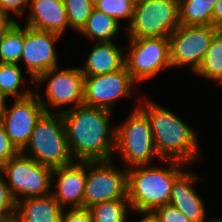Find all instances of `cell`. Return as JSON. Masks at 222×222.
I'll list each match as a JSON object with an SVG mask.
<instances>
[{"label":"cell","mask_w":222,"mask_h":222,"mask_svg":"<svg viewBox=\"0 0 222 222\" xmlns=\"http://www.w3.org/2000/svg\"><path fill=\"white\" fill-rule=\"evenodd\" d=\"M129 208L128 199H115L95 204L89 210L93 222H127Z\"/></svg>","instance_id":"obj_25"},{"label":"cell","mask_w":222,"mask_h":222,"mask_svg":"<svg viewBox=\"0 0 222 222\" xmlns=\"http://www.w3.org/2000/svg\"><path fill=\"white\" fill-rule=\"evenodd\" d=\"M21 64L15 63H0V92L8 99L13 96L15 99H21L31 96L35 90H25L19 93L22 85L23 75Z\"/></svg>","instance_id":"obj_22"},{"label":"cell","mask_w":222,"mask_h":222,"mask_svg":"<svg viewBox=\"0 0 222 222\" xmlns=\"http://www.w3.org/2000/svg\"><path fill=\"white\" fill-rule=\"evenodd\" d=\"M60 222H93L92 214L89 209L74 208L62 212Z\"/></svg>","instance_id":"obj_32"},{"label":"cell","mask_w":222,"mask_h":222,"mask_svg":"<svg viewBox=\"0 0 222 222\" xmlns=\"http://www.w3.org/2000/svg\"><path fill=\"white\" fill-rule=\"evenodd\" d=\"M1 172H2V165L0 164V175H1Z\"/></svg>","instance_id":"obj_40"},{"label":"cell","mask_w":222,"mask_h":222,"mask_svg":"<svg viewBox=\"0 0 222 222\" xmlns=\"http://www.w3.org/2000/svg\"><path fill=\"white\" fill-rule=\"evenodd\" d=\"M52 171V168L19 152L2 165L1 175L5 176V180H8L6 182L8 188L17 202L25 198L43 197L51 194L54 189L52 187Z\"/></svg>","instance_id":"obj_7"},{"label":"cell","mask_w":222,"mask_h":222,"mask_svg":"<svg viewBox=\"0 0 222 222\" xmlns=\"http://www.w3.org/2000/svg\"><path fill=\"white\" fill-rule=\"evenodd\" d=\"M111 112L82 104L73 109L66 108L61 113L68 148L74 161L114 159L116 130L115 127L110 128Z\"/></svg>","instance_id":"obj_1"},{"label":"cell","mask_w":222,"mask_h":222,"mask_svg":"<svg viewBox=\"0 0 222 222\" xmlns=\"http://www.w3.org/2000/svg\"><path fill=\"white\" fill-rule=\"evenodd\" d=\"M120 27L121 25L114 18L94 8L80 34L95 39V42H113Z\"/></svg>","instance_id":"obj_20"},{"label":"cell","mask_w":222,"mask_h":222,"mask_svg":"<svg viewBox=\"0 0 222 222\" xmlns=\"http://www.w3.org/2000/svg\"><path fill=\"white\" fill-rule=\"evenodd\" d=\"M84 78L85 76L81 72L80 67L61 69L59 67L53 68L43 74H41L34 81V90L37 94L39 101L43 105L45 113H51L49 106L55 109V113H62L65 109L61 106L72 103L73 109L83 104L84 99ZM49 80V81H48ZM43 81H47L46 84V98L47 102L42 99L40 90L37 85H41ZM46 102V103H45ZM49 104V105H48ZM48 105V106H47ZM59 111H58V110Z\"/></svg>","instance_id":"obj_8"},{"label":"cell","mask_w":222,"mask_h":222,"mask_svg":"<svg viewBox=\"0 0 222 222\" xmlns=\"http://www.w3.org/2000/svg\"><path fill=\"white\" fill-rule=\"evenodd\" d=\"M134 84L125 66L116 72L85 76L83 104L112 111L117 100L132 93Z\"/></svg>","instance_id":"obj_12"},{"label":"cell","mask_w":222,"mask_h":222,"mask_svg":"<svg viewBox=\"0 0 222 222\" xmlns=\"http://www.w3.org/2000/svg\"><path fill=\"white\" fill-rule=\"evenodd\" d=\"M152 212L160 222H191L181 211L170 204L157 207Z\"/></svg>","instance_id":"obj_29"},{"label":"cell","mask_w":222,"mask_h":222,"mask_svg":"<svg viewBox=\"0 0 222 222\" xmlns=\"http://www.w3.org/2000/svg\"><path fill=\"white\" fill-rule=\"evenodd\" d=\"M13 102L9 108L5 104L0 122L12 144L21 152L28 143L36 122L45 111L35 92Z\"/></svg>","instance_id":"obj_13"},{"label":"cell","mask_w":222,"mask_h":222,"mask_svg":"<svg viewBox=\"0 0 222 222\" xmlns=\"http://www.w3.org/2000/svg\"><path fill=\"white\" fill-rule=\"evenodd\" d=\"M6 97L0 92V117L2 116V112L5 108Z\"/></svg>","instance_id":"obj_36"},{"label":"cell","mask_w":222,"mask_h":222,"mask_svg":"<svg viewBox=\"0 0 222 222\" xmlns=\"http://www.w3.org/2000/svg\"><path fill=\"white\" fill-rule=\"evenodd\" d=\"M221 23H222V0H217L212 13V25L217 27Z\"/></svg>","instance_id":"obj_34"},{"label":"cell","mask_w":222,"mask_h":222,"mask_svg":"<svg viewBox=\"0 0 222 222\" xmlns=\"http://www.w3.org/2000/svg\"><path fill=\"white\" fill-rule=\"evenodd\" d=\"M16 201L2 175H0V222L10 220L15 216Z\"/></svg>","instance_id":"obj_28"},{"label":"cell","mask_w":222,"mask_h":222,"mask_svg":"<svg viewBox=\"0 0 222 222\" xmlns=\"http://www.w3.org/2000/svg\"><path fill=\"white\" fill-rule=\"evenodd\" d=\"M217 0H179L180 25H212Z\"/></svg>","instance_id":"obj_21"},{"label":"cell","mask_w":222,"mask_h":222,"mask_svg":"<svg viewBox=\"0 0 222 222\" xmlns=\"http://www.w3.org/2000/svg\"><path fill=\"white\" fill-rule=\"evenodd\" d=\"M179 0H138L125 29L129 38H168L179 26Z\"/></svg>","instance_id":"obj_6"},{"label":"cell","mask_w":222,"mask_h":222,"mask_svg":"<svg viewBox=\"0 0 222 222\" xmlns=\"http://www.w3.org/2000/svg\"><path fill=\"white\" fill-rule=\"evenodd\" d=\"M120 124L115 126V151L129 168L149 165L155 157L162 161L155 149L149 120L137 106Z\"/></svg>","instance_id":"obj_5"},{"label":"cell","mask_w":222,"mask_h":222,"mask_svg":"<svg viewBox=\"0 0 222 222\" xmlns=\"http://www.w3.org/2000/svg\"><path fill=\"white\" fill-rule=\"evenodd\" d=\"M162 161L169 166L127 167V198L133 212H152L169 204L172 184L188 164L177 160Z\"/></svg>","instance_id":"obj_3"},{"label":"cell","mask_w":222,"mask_h":222,"mask_svg":"<svg viewBox=\"0 0 222 222\" xmlns=\"http://www.w3.org/2000/svg\"><path fill=\"white\" fill-rule=\"evenodd\" d=\"M26 26L62 36L69 27L63 0H30Z\"/></svg>","instance_id":"obj_17"},{"label":"cell","mask_w":222,"mask_h":222,"mask_svg":"<svg viewBox=\"0 0 222 222\" xmlns=\"http://www.w3.org/2000/svg\"><path fill=\"white\" fill-rule=\"evenodd\" d=\"M207 222V221H206ZM209 222H222V219H220V218H212Z\"/></svg>","instance_id":"obj_38"},{"label":"cell","mask_w":222,"mask_h":222,"mask_svg":"<svg viewBox=\"0 0 222 222\" xmlns=\"http://www.w3.org/2000/svg\"><path fill=\"white\" fill-rule=\"evenodd\" d=\"M217 34L222 37V23L217 26Z\"/></svg>","instance_id":"obj_37"},{"label":"cell","mask_w":222,"mask_h":222,"mask_svg":"<svg viewBox=\"0 0 222 222\" xmlns=\"http://www.w3.org/2000/svg\"><path fill=\"white\" fill-rule=\"evenodd\" d=\"M69 27L81 32L95 8L94 0H63Z\"/></svg>","instance_id":"obj_26"},{"label":"cell","mask_w":222,"mask_h":222,"mask_svg":"<svg viewBox=\"0 0 222 222\" xmlns=\"http://www.w3.org/2000/svg\"><path fill=\"white\" fill-rule=\"evenodd\" d=\"M61 36L48 31L35 30L25 25V41L20 63L34 82L41 74L59 67L55 43Z\"/></svg>","instance_id":"obj_14"},{"label":"cell","mask_w":222,"mask_h":222,"mask_svg":"<svg viewBox=\"0 0 222 222\" xmlns=\"http://www.w3.org/2000/svg\"><path fill=\"white\" fill-rule=\"evenodd\" d=\"M18 153L19 151L10 141L5 132L3 124L0 122V164L4 165Z\"/></svg>","instance_id":"obj_30"},{"label":"cell","mask_w":222,"mask_h":222,"mask_svg":"<svg viewBox=\"0 0 222 222\" xmlns=\"http://www.w3.org/2000/svg\"><path fill=\"white\" fill-rule=\"evenodd\" d=\"M148 118L155 149L162 160L192 164L201 158L196 130L153 101H140L137 106Z\"/></svg>","instance_id":"obj_2"},{"label":"cell","mask_w":222,"mask_h":222,"mask_svg":"<svg viewBox=\"0 0 222 222\" xmlns=\"http://www.w3.org/2000/svg\"><path fill=\"white\" fill-rule=\"evenodd\" d=\"M125 67L135 82H142L163 69L172 68L169 38H129Z\"/></svg>","instance_id":"obj_9"},{"label":"cell","mask_w":222,"mask_h":222,"mask_svg":"<svg viewBox=\"0 0 222 222\" xmlns=\"http://www.w3.org/2000/svg\"><path fill=\"white\" fill-rule=\"evenodd\" d=\"M198 177L184 170L173 182L169 204L181 211L191 222H206L204 201L195 190Z\"/></svg>","instance_id":"obj_16"},{"label":"cell","mask_w":222,"mask_h":222,"mask_svg":"<svg viewBox=\"0 0 222 222\" xmlns=\"http://www.w3.org/2000/svg\"><path fill=\"white\" fill-rule=\"evenodd\" d=\"M63 208L52 194L30 197L16 202L17 222H60Z\"/></svg>","instance_id":"obj_19"},{"label":"cell","mask_w":222,"mask_h":222,"mask_svg":"<svg viewBox=\"0 0 222 222\" xmlns=\"http://www.w3.org/2000/svg\"><path fill=\"white\" fill-rule=\"evenodd\" d=\"M138 213L144 214L138 222H160L153 212L144 211Z\"/></svg>","instance_id":"obj_35"},{"label":"cell","mask_w":222,"mask_h":222,"mask_svg":"<svg viewBox=\"0 0 222 222\" xmlns=\"http://www.w3.org/2000/svg\"><path fill=\"white\" fill-rule=\"evenodd\" d=\"M57 178L56 190L51 194L63 209L83 208V198L86 188L87 161H74L72 164L55 168L52 171ZM55 191V192H54Z\"/></svg>","instance_id":"obj_15"},{"label":"cell","mask_w":222,"mask_h":222,"mask_svg":"<svg viewBox=\"0 0 222 222\" xmlns=\"http://www.w3.org/2000/svg\"><path fill=\"white\" fill-rule=\"evenodd\" d=\"M113 160L87 161L83 209L115 199H128L127 169H117Z\"/></svg>","instance_id":"obj_10"},{"label":"cell","mask_w":222,"mask_h":222,"mask_svg":"<svg viewBox=\"0 0 222 222\" xmlns=\"http://www.w3.org/2000/svg\"><path fill=\"white\" fill-rule=\"evenodd\" d=\"M15 22L18 21L14 18H11V16H7L0 12V42L6 32L13 26Z\"/></svg>","instance_id":"obj_33"},{"label":"cell","mask_w":222,"mask_h":222,"mask_svg":"<svg viewBox=\"0 0 222 222\" xmlns=\"http://www.w3.org/2000/svg\"><path fill=\"white\" fill-rule=\"evenodd\" d=\"M95 9L114 18L119 24L122 19L128 20V25L133 18L134 0H94Z\"/></svg>","instance_id":"obj_27"},{"label":"cell","mask_w":222,"mask_h":222,"mask_svg":"<svg viewBox=\"0 0 222 222\" xmlns=\"http://www.w3.org/2000/svg\"><path fill=\"white\" fill-rule=\"evenodd\" d=\"M30 0H0V12L9 16L10 12L18 16L25 14L27 6H29Z\"/></svg>","instance_id":"obj_31"},{"label":"cell","mask_w":222,"mask_h":222,"mask_svg":"<svg viewBox=\"0 0 222 222\" xmlns=\"http://www.w3.org/2000/svg\"><path fill=\"white\" fill-rule=\"evenodd\" d=\"M206 79L222 83V37L216 34L205 53V57L195 72Z\"/></svg>","instance_id":"obj_24"},{"label":"cell","mask_w":222,"mask_h":222,"mask_svg":"<svg viewBox=\"0 0 222 222\" xmlns=\"http://www.w3.org/2000/svg\"><path fill=\"white\" fill-rule=\"evenodd\" d=\"M25 41V26L18 22L6 32L0 42V63L19 64Z\"/></svg>","instance_id":"obj_23"},{"label":"cell","mask_w":222,"mask_h":222,"mask_svg":"<svg viewBox=\"0 0 222 222\" xmlns=\"http://www.w3.org/2000/svg\"><path fill=\"white\" fill-rule=\"evenodd\" d=\"M113 42H96L85 64L80 67L84 76L116 72L125 66V53Z\"/></svg>","instance_id":"obj_18"},{"label":"cell","mask_w":222,"mask_h":222,"mask_svg":"<svg viewBox=\"0 0 222 222\" xmlns=\"http://www.w3.org/2000/svg\"><path fill=\"white\" fill-rule=\"evenodd\" d=\"M217 27L213 25H180L168 38L173 67H191L195 73L200 67Z\"/></svg>","instance_id":"obj_11"},{"label":"cell","mask_w":222,"mask_h":222,"mask_svg":"<svg viewBox=\"0 0 222 222\" xmlns=\"http://www.w3.org/2000/svg\"><path fill=\"white\" fill-rule=\"evenodd\" d=\"M4 222H17V220H16L15 217H13V218H11L10 220L4 221Z\"/></svg>","instance_id":"obj_39"},{"label":"cell","mask_w":222,"mask_h":222,"mask_svg":"<svg viewBox=\"0 0 222 222\" xmlns=\"http://www.w3.org/2000/svg\"><path fill=\"white\" fill-rule=\"evenodd\" d=\"M21 153L52 169L72 164L62 114L44 113Z\"/></svg>","instance_id":"obj_4"}]
</instances>
